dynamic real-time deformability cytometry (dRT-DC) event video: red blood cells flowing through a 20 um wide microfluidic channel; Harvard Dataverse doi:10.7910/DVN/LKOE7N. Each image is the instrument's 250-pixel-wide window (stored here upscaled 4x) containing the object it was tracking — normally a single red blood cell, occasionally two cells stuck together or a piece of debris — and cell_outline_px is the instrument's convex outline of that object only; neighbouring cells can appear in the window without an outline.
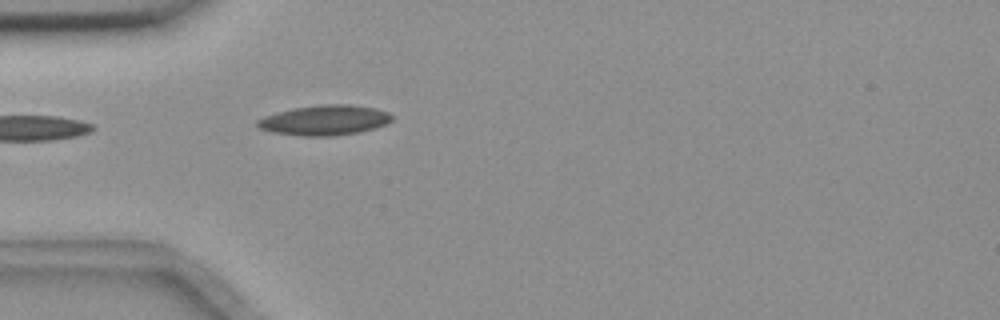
{"species": "common noctule bat (a hibernating species)", "species_latin": "Nyctalus noctula", "temperature_condition": "room temperature", "stored_images_in_passage": 1, "camera_frame_rate_fps": 3000, "um_per_image_px": 0.085, "animal": {"sex": "female", "body_mass_g": 18.4}, "frame": {"image": 1, "passage_image": 1, "time_ms": 0.0, "image_size_px": [1000, 320], "cell_outline_px": [[392, 120], [376, 128], [360, 132], [332, 136], [300, 136], [272, 132], [260, 128], [256, 124], [256, 120], [264, 116], [292, 108], [320, 104], [352, 104], [376, 108], [388, 112], [392, 116]], "centroid_in_image_um": [27.59, 10.21], "position_along_channel_um": 57.4, "area_um2": 23.76}}